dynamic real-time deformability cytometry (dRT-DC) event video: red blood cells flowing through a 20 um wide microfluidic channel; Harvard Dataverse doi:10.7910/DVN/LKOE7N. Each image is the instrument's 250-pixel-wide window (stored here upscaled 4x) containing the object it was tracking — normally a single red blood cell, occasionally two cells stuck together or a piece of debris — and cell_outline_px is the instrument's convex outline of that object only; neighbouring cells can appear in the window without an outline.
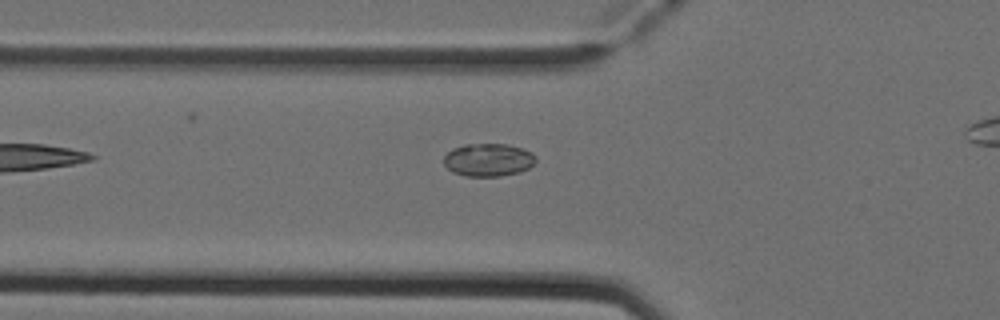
{"species": "Egyptian fruit bat (a non-hibernating species)", "species_latin": "Rousettus aegyptiacus", "temperature_condition": "cold", "stored_images_in_passage": 6, "camera_frame_rate_fps": 3000, "um_per_image_px": 0.085, "animal": {"sex": "female"}, "frame": {"image": 1, "passage_image": 5, "time_ms": 1.333, "image_size_px": [1000, 320], "cell_outline_px": [[536, 160], [528, 168], [520, 172], [500, 176], [464, 176], [452, 172], [444, 164], [444, 156], [452, 148], [464, 144], [508, 144], [524, 148], [532, 152], [536, 156]], "centroid_in_image_um": [41.51, 13.58], "position_along_channel_um": 84.3, "area_um2": 17.8}}